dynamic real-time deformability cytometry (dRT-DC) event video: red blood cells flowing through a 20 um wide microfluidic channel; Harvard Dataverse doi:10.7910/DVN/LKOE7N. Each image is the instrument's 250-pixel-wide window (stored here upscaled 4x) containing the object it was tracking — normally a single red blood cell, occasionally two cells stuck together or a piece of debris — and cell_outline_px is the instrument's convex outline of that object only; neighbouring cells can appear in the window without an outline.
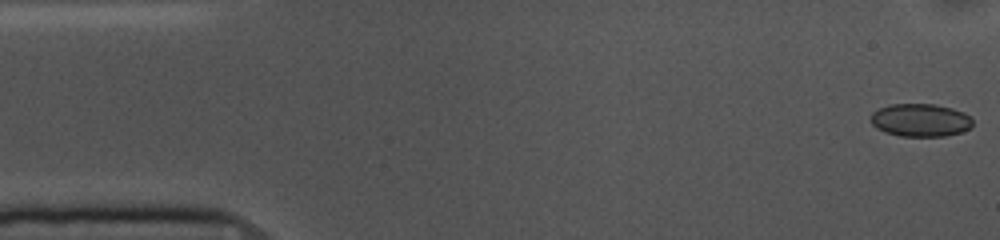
{"species": "common noctule bat (a hibernating species)", "species_latin": "Nyctalus noctula", "temperature_condition": "cold", "stored_images_in_passage": 54, "camera_frame_rate_fps": 3000, "um_per_image_px": 0.085, "animal": {"sex": "female", "body_mass_g": 10.0, "forearm_length_mm": 53.1}, "frame": {"image": 1, "passage_image": 1, "time_ms": 0.0, "image_size_px": [1000, 240], "cell_outline_px": [[972, 128], [960, 132], [944, 136], [900, 136], [884, 132], [876, 128], [872, 124], [872, 112], [888, 104], [936, 104], [952, 108], [964, 112], [972, 120]], "centroid_in_image_um": [78.24, 10.21], "position_along_channel_um": 6.8, "area_um2": 19.59}}
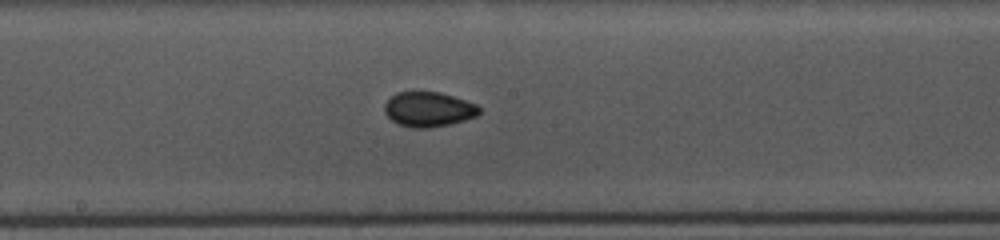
{"frame": {"image": 2, "passage_image": 27, "time_ms": 8.667, "image_size_px": [1000, 240], "cell_outline_px": [[480, 112], [476, 116], [464, 120], [448, 124], [428, 128], [412, 128], [396, 124], [384, 112], [384, 104], [396, 92], [440, 92], [476, 104], [480, 108]], "centroid_in_image_um": [36.4, 9.3], "position_along_channel_um": 211.8, "area_um2": 19.13}}
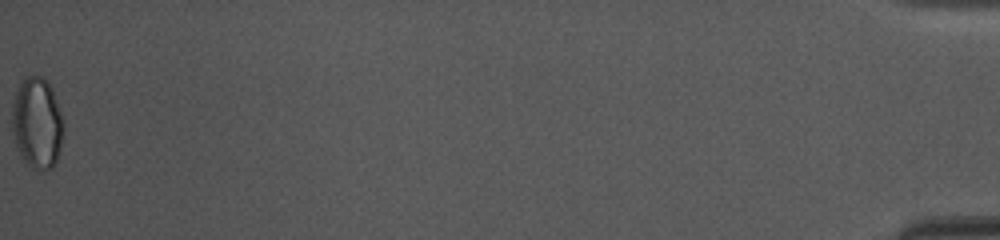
{"frame": {"image": 3, "passage_image": 54, "time_ms": 17.667, "image_size_px": [1000, 240], "cell_outline_px": [[64, 132], [56, 164], [52, 168], [32, 168], [20, 156], [16, 148], [12, 132], [12, 100], [20, 80], [28, 76], [44, 76], [52, 88], [64, 120]], "centroid_in_image_um": [3.15, 10.42], "position_along_channel_um": 432.1, "area_um2": 27.86}, "authors_computed_cell_mechanics": {"area_um2": 19.3919, "velocity_mm_per_s": 3.6444, "shape_relaxation_time_tau1_ms": 3.8079, "shape_relaxation_time_tau2_ms": 3.0651, "deformation_change_tau1": 0.0619, "deformation_change_tau2": 0.0489}}